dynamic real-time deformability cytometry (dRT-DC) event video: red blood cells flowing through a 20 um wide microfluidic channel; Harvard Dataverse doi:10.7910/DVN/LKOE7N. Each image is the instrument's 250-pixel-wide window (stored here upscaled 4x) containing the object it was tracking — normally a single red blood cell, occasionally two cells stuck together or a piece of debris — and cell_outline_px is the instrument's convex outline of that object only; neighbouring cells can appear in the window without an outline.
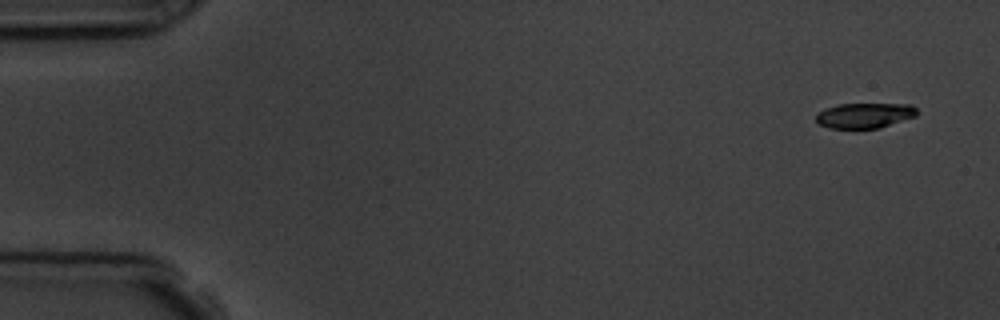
{"species": "common noctule bat (a hibernating species)", "species_latin": "Nyctalus noctula", "temperature_condition": "room temperature", "stored_images_in_passage": 5, "segment_of_instrument_passage": [1, 2], "camera_frame_rate_fps": 3000, "um_per_image_px": 0.085, "animal": {"sex": "male", "body_mass_g": 19.5, "forearm_length_mm": 54.6}, "frame": {"image": 1, "passage_image": 1, "time_ms": 0.0, "image_size_px": [1000, 320], "cell_outline_px": [[916, 116], [880, 128], [828, 128], [820, 124], [816, 120], [816, 116], [824, 108], [836, 104], [912, 104], [916, 108]], "centroid_in_image_um": [73.49, 9.81], "position_along_channel_um": 11.5, "area_um2": 14.8}}